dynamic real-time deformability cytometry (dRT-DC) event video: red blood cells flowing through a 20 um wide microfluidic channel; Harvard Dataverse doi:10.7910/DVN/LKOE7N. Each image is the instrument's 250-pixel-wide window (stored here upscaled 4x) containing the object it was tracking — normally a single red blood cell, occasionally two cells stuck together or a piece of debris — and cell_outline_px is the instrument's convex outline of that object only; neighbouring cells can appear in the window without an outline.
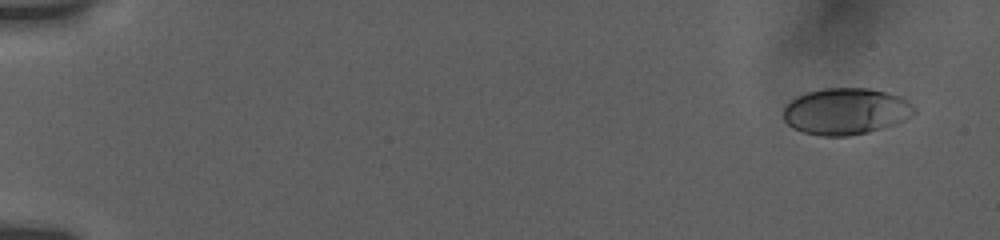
{"species": "human", "species_latin": "Homo sapiens", "temperature_condition": "room temperature", "stored_images_in_passage": 53, "camera_frame_rate_fps": 3000, "um_per_image_px": 0.085, "donor": {"sex": "female"}, "frame": {"image": 1, "passage_image": 8, "time_ms": 1.0, "image_size_px": [1000, 240], "cell_outline_px": [[916, 112], [912, 116], [896, 124], [884, 128], [868, 132], [848, 136], [820, 136], [804, 132], [792, 128], [784, 120], [784, 108], [796, 96], [808, 92], [824, 88], [868, 88], [900, 96], [908, 100], [916, 108]], "centroid_in_image_um": [71.92, 9.47], "position_along_channel_um": 13.1, "area_um2": 35.6}}
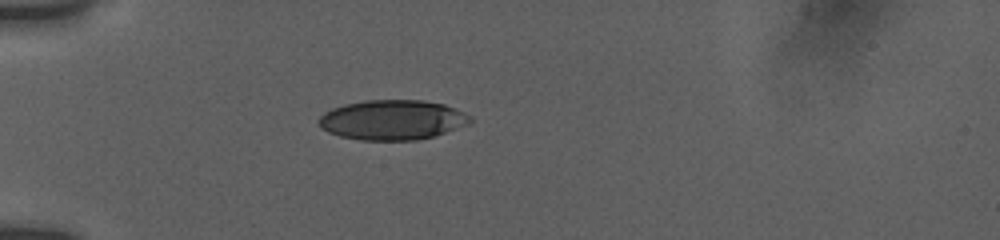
{"frame": {"image": 2, "passage_image": 40, "time_ms": 5.667, "image_size_px": [1000, 240], "cell_outline_px": [[472, 120], [468, 124], [432, 136], [416, 140], [360, 140], [340, 136], [328, 132], [320, 128], [320, 116], [324, 112], [332, 108], [344, 104], [364, 100], [424, 100], [444, 104], [456, 108], [472, 116]], "centroid_in_image_um": [33.35, 10.18], "position_along_channel_um": 51.7, "area_um2": 35.2}}
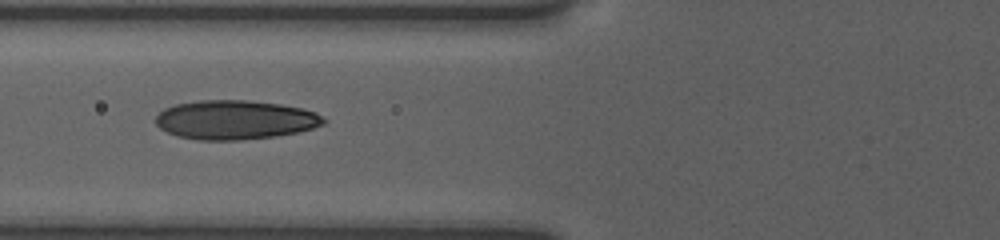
{"frame": {"image": 3, "passage_image": 52, "time_ms": 7.667, "image_size_px": [1000, 240], "cell_outline_px": [[328, 120], [324, 124], [300, 132], [276, 136], [240, 140], [196, 140], [176, 136], [160, 128], [156, 124], [156, 116], [164, 108], [176, 104], [200, 100], [244, 100], [280, 104], [300, 108], [316, 112]], "centroid_in_image_um": [19.99, 10.19], "position_along_channel_um": 105.8, "area_um2": 38.44}}